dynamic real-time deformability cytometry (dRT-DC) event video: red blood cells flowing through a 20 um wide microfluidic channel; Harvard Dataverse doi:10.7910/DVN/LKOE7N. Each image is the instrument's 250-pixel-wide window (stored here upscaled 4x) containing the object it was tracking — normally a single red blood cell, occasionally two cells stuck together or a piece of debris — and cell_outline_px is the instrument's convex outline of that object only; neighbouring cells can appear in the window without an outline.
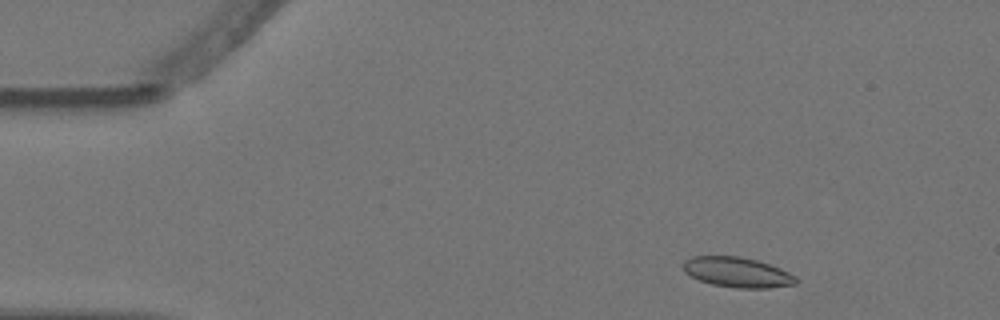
{"species": "Egyptian fruit bat (a non-hibernating species)", "species_latin": "Rousettus aegyptiacus", "temperature_condition": "warm", "stored_images_in_passage": 7, "camera_frame_rate_fps": 3000, "um_per_image_px": 0.085, "animal": {"sex": "female"}, "frame": {"image": 1, "passage_image": 1, "time_ms": 0.0, "image_size_px": [1000, 320], "cell_outline_px": [[796, 284], [768, 288], [736, 288], [712, 284], [700, 280], [684, 272], [684, 260], [692, 256], [740, 256], [756, 260], [780, 268], [796, 276]], "centroid_in_image_um": [62.67, 23.14], "position_along_channel_um": 22.3, "area_um2": 19.65}}
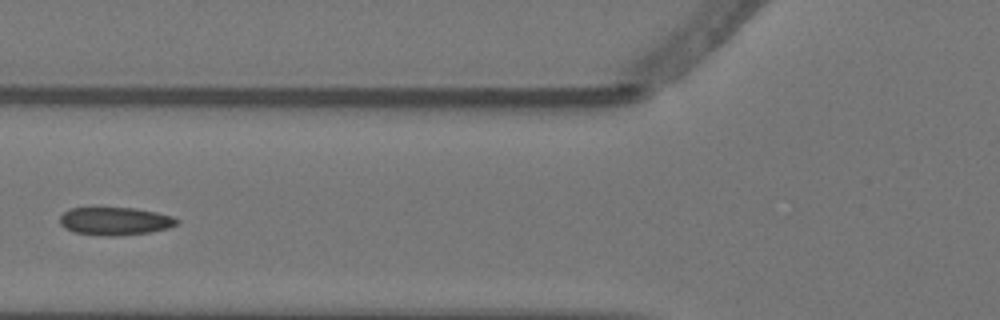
{"frame": {"image": 2, "passage_image": 5, "time_ms": 1.333, "image_size_px": [1000, 320], "cell_outline_px": [[180, 220], [176, 224], [168, 228], [148, 232], [116, 236], [104, 236], [76, 232], [64, 228], [60, 224], [60, 216], [68, 208], [92, 204], [96, 204], [136, 208], [156, 212], [172, 216]], "centroid_in_image_um": [9.69, 18.73], "position_along_channel_um": 116.1, "area_um2": 20.0}}
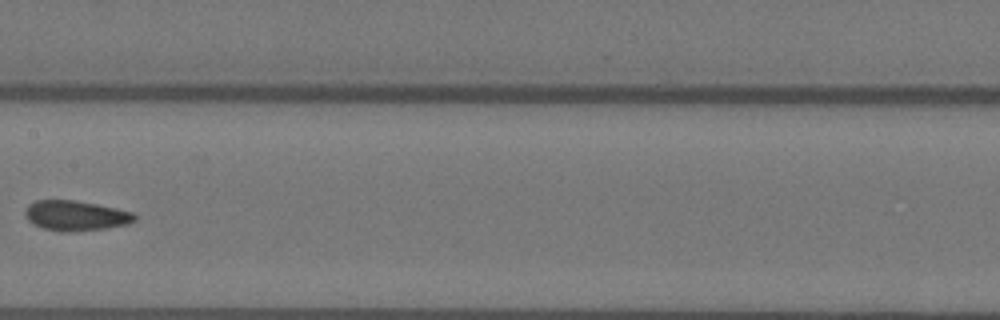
{"frame": {"image": 3, "passage_image": 7, "time_ms": 2.0, "image_size_px": [1000, 320], "cell_outline_px": [[136, 220], [128, 224], [108, 228], [76, 232], [60, 232], [44, 228], [28, 220], [24, 212], [28, 204], [36, 200], [76, 200], [96, 204], [132, 212], [136, 216]], "centroid_in_image_um": [6.44, 18.34], "position_along_channel_um": 201.0, "area_um2": 19.25}}